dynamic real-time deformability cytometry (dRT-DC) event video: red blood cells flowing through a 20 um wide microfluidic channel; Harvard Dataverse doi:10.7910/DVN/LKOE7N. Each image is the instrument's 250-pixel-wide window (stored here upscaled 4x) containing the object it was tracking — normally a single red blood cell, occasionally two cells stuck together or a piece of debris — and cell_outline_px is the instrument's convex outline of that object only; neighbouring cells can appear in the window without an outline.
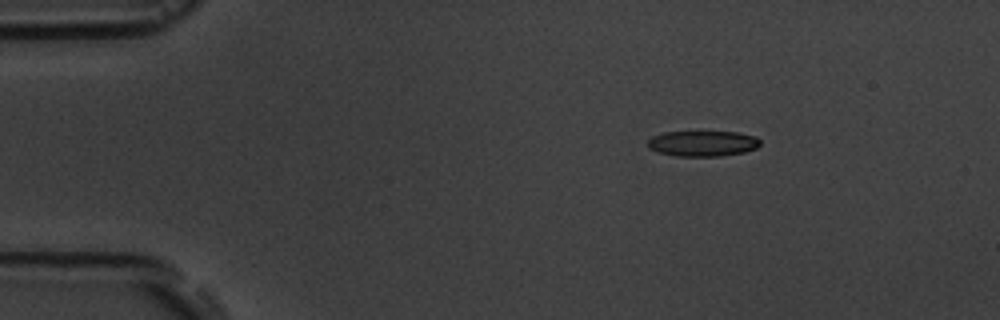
{"species": "common noctule bat (a hibernating species)", "species_latin": "Nyctalus noctula", "temperature_condition": "room temperature", "stored_images_in_passage": 3, "camera_frame_rate_fps": 3000, "um_per_image_px": 0.085, "animal": {"sex": "male", "body_mass_g": 19.5, "forearm_length_mm": 54.6}, "frame": {"image": 1, "passage_image": 1, "time_ms": 0.0, "image_size_px": [1000, 320], "cell_outline_px": [[760, 144], [756, 148], [744, 152], [720, 156], [676, 156], [656, 152], [648, 148], [648, 140], [652, 136], [664, 132], [736, 132], [756, 136], [760, 140]], "centroid_in_image_um": [59.71, 12.2], "position_along_channel_um": 25.3, "area_um2": 16.82}}